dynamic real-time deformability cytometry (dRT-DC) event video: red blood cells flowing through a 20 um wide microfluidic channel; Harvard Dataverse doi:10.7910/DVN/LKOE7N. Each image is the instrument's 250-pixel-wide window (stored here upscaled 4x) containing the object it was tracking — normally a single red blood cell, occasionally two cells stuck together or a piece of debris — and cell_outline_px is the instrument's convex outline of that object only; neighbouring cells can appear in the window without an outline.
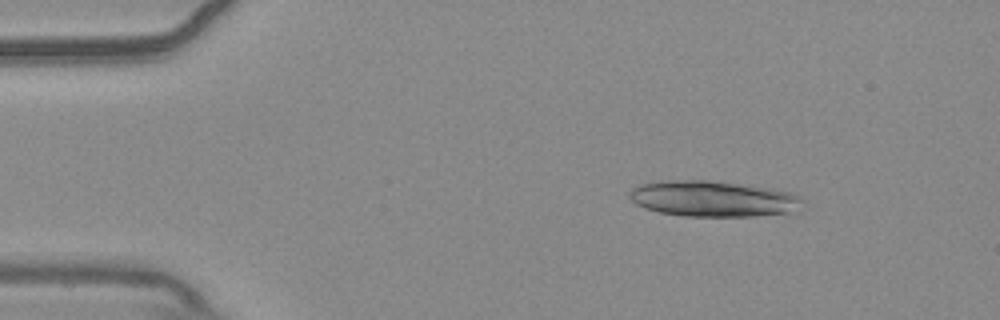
{"species": "common noctule bat (a hibernating species)", "species_latin": "Nyctalus noctula", "temperature_condition": "warm", "stored_images_in_passage": 52, "segment_of_instrument_passage": [1, 2], "camera_frame_rate_fps": 3000, "um_per_image_px": 0.085, "animal": {"sex": "male", "body_mass_g": 20.4}, "frame": {"image": 1, "passage_image": 6, "time_ms": 1.667, "image_size_px": [1000, 320], "cell_outline_px": [[804, 200], [800, 212], [756, 216], [684, 216], [660, 212], [644, 208], [636, 204], [628, 196], [628, 192], [632, 188], [640, 184], [660, 180], [708, 180], [776, 188], [800, 196]], "centroid_in_image_um": [60.67, 16.89], "position_along_channel_um": 24.3, "area_um2": 36.82}}